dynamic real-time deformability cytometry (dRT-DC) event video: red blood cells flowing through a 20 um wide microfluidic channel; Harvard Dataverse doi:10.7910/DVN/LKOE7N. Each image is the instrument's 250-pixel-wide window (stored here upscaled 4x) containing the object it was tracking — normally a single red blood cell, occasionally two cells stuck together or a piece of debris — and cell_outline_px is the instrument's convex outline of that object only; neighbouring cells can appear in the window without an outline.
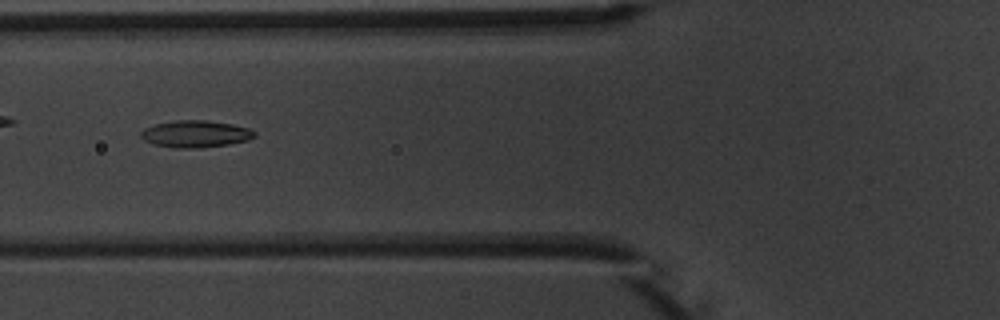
{"species": "common noctule bat (a hibernating species)", "species_latin": "Nyctalus noctula", "temperature_condition": "warm", "stored_images_in_passage": 8, "camera_frame_rate_fps": 3000, "um_per_image_px": 0.085, "animal": {"sex": "male", "body_mass_g": 20.1, "forearm_length_mm": 53.5}, "frame": {"image": 1, "passage_image": 6, "time_ms": 5.667, "image_size_px": [1000, 320], "cell_outline_px": [[256, 136], [248, 140], [228, 144], [196, 148], [176, 148], [152, 144], [144, 140], [140, 136], [140, 132], [144, 128], [156, 124], [176, 120], [204, 120], [232, 124], [248, 128], [256, 132]], "centroid_in_image_um": [16.6, 11.38], "position_along_channel_um": 109.2, "area_um2": 17.8}}
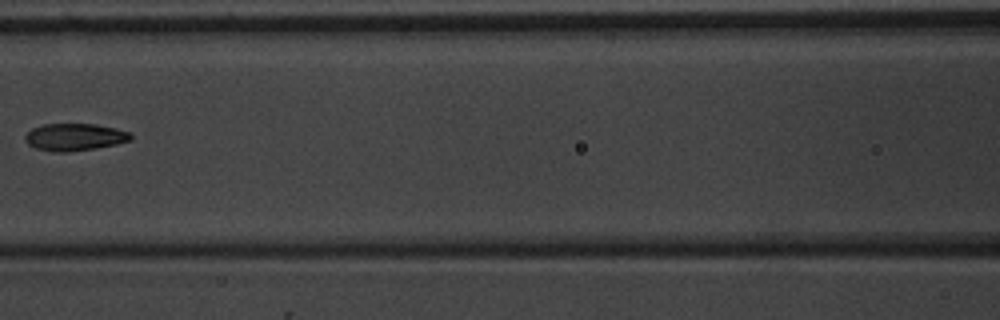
{"frame": {"image": 2, "passage_image": 7, "time_ms": 7.0, "image_size_px": [1000, 320], "cell_outline_px": [[132, 140], [116, 144], [96, 148], [68, 152], [56, 152], [36, 148], [28, 144], [24, 140], [24, 136], [32, 128], [44, 124], [96, 124], [116, 128], [132, 132]], "centroid_in_image_um": [6.37, 11.64], "position_along_channel_um": 160.2, "area_um2": 16.88}}
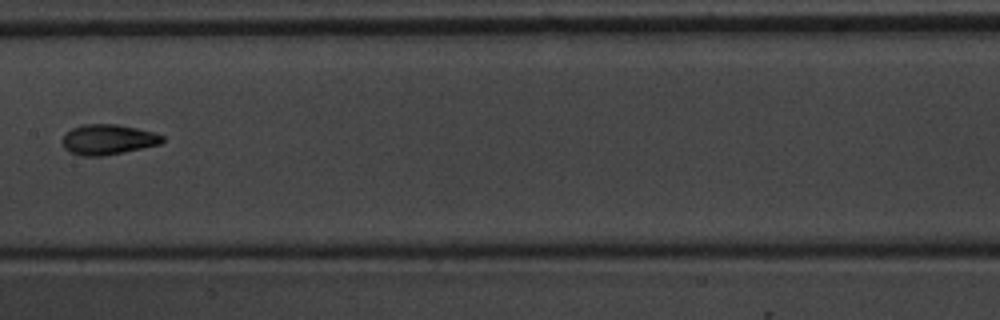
{"frame": {"image": 3, "passage_image": 8, "time_ms": 8.0, "image_size_px": [1000, 320], "cell_outline_px": [[164, 140], [160, 144], [124, 152], [104, 156], [80, 156], [68, 152], [64, 148], [60, 140], [72, 128], [84, 124], [116, 124], [136, 128], [152, 132], [164, 136]], "centroid_in_image_um": [9.14, 11.87], "position_along_channel_um": 198.3, "area_um2": 17.69}}